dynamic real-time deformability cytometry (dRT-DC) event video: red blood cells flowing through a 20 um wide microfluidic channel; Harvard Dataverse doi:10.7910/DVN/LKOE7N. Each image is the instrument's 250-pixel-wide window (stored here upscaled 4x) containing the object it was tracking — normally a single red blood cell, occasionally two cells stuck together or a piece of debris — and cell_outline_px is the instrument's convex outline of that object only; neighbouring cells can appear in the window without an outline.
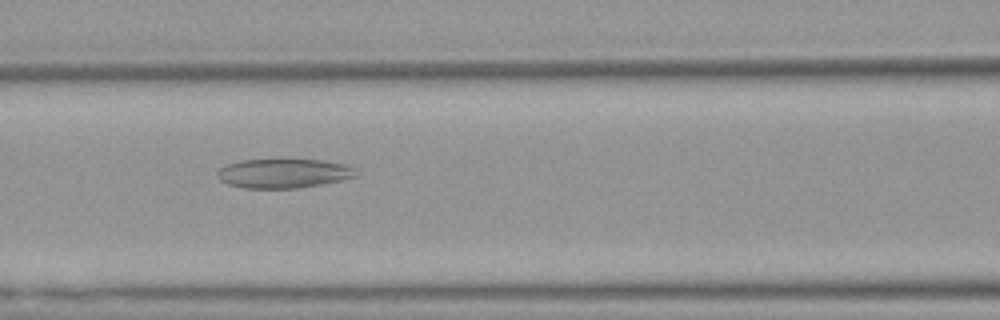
{"species": "Egyptian fruit bat (a non-hibernating species)", "species_latin": "Rousettus aegyptiacus", "temperature_condition": "warm", "stored_images_in_passage": 42, "camera_frame_rate_fps": 3000, "um_per_image_px": 0.085, "animal": {"sex": "female"}, "frame": {"image": 1, "passage_image": 12, "time_ms": 3.667, "image_size_px": [1000, 320], "cell_outline_px": [[356, 176], [340, 180], [300, 188], [244, 188], [228, 184], [220, 180], [216, 176], [216, 172], [220, 168], [228, 164], [240, 160], [288, 156], [320, 160], [344, 164], [352, 168]], "centroid_in_image_um": [24.03, 14.68], "position_along_channel_um": 142.6, "area_um2": 24.45}}
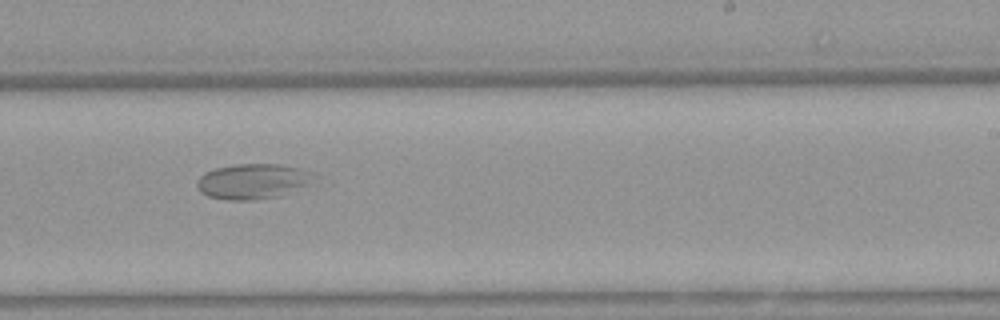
{"frame": {"image": 2, "passage_image": 22, "time_ms": 7.0, "image_size_px": [1000, 320], "cell_outline_px": [[324, 180], [280, 196], [252, 200], [228, 200], [208, 196], [200, 192], [196, 184], [200, 176], [216, 168], [236, 164], [280, 164], [300, 168], [316, 172]], "centroid_in_image_um": [21.67, 15.41], "position_along_channel_um": 267.3, "area_um2": 24.74}}
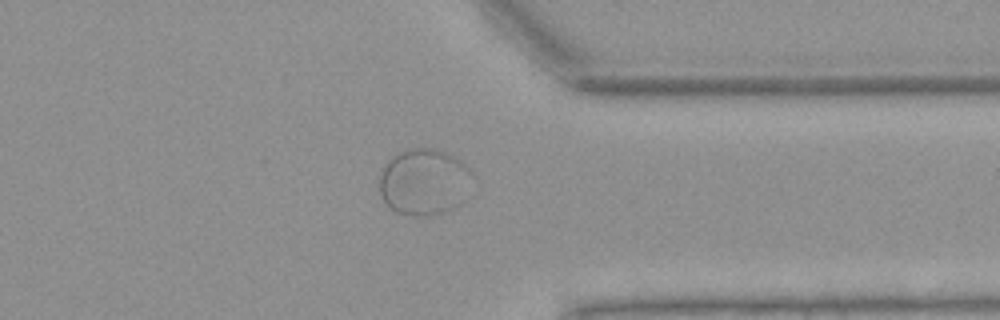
{"frame": {"image": 3, "passage_image": 31, "time_ms": 10.0, "image_size_px": [1000, 320], "cell_outline_px": [[472, 196], [468, 200], [456, 208], [444, 212], [428, 216], [412, 216], [396, 212], [388, 208], [384, 204], [380, 196], [380, 176], [384, 164], [392, 156], [400, 152], [412, 148], [432, 148], [444, 152], [460, 160], [472, 168]], "centroid_in_image_um": [36.11, 15.5], "position_along_channel_um": 375.3, "area_um2": 37.22}}